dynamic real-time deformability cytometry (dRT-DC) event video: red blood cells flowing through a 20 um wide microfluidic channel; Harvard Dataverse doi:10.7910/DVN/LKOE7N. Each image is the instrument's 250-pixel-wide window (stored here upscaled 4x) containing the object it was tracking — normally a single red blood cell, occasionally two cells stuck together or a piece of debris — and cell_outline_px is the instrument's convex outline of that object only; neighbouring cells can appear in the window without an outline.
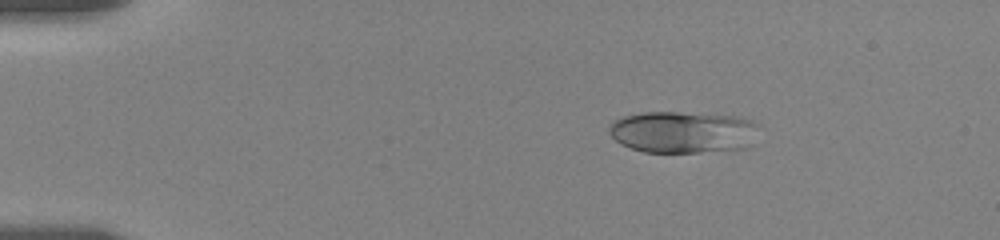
{"species": "human", "species_latin": "Homo sapiens", "temperature_condition": "room temperature", "stored_images_in_passage": 74, "camera_frame_rate_fps": 3000, "um_per_image_px": 0.085, "donor": {"sex": "female"}, "frame": {"image": 1, "passage_image": 12, "time_ms": 3.0, "image_size_px": [1000, 240], "cell_outline_px": [[760, 124], [752, 144], [748, 148], [700, 152], [644, 152], [620, 144], [608, 132], [608, 124], [624, 116], [644, 112], [680, 112], [740, 116], [752, 120]], "centroid_in_image_um": [58.09, 11.22], "position_along_channel_um": 26.9, "area_um2": 36.93}}
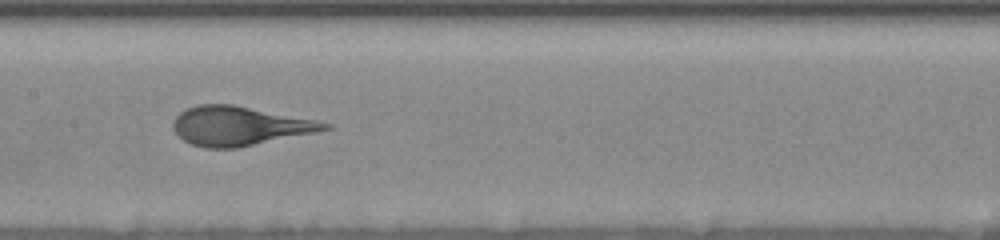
{"frame": {"image": 2, "passage_image": 36, "time_ms": 9.667, "image_size_px": [1000, 240], "cell_outline_px": [[332, 128], [236, 148], [204, 148], [192, 144], [184, 140], [172, 128], [172, 124], [176, 116], [180, 112], [188, 108], [200, 104], [232, 104], [316, 120], [332, 124]], "centroid_in_image_um": [20.31, 10.7], "position_along_channel_um": 187.1, "area_um2": 33.99}}
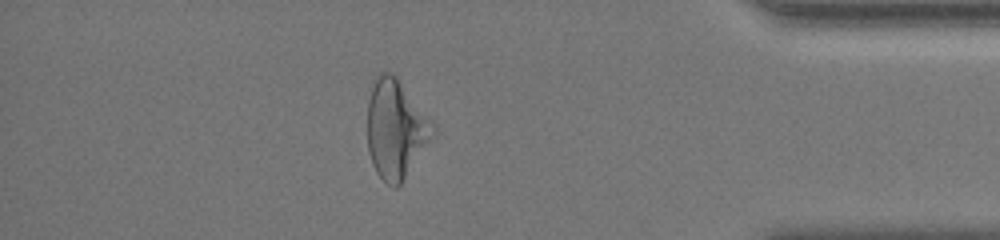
{"frame": {"image": 3, "passage_image": 62, "time_ms": 16.667, "image_size_px": [1000, 240], "cell_outline_px": [[436, 132], [400, 184], [396, 188], [392, 188], [376, 172], [372, 164], [368, 152], [368, 100], [372, 80], [380, 72], [392, 72], [396, 76], [436, 124]], "centroid_in_image_um": [33.64, 10.93], "position_along_channel_um": 401.6, "area_um2": 37.86}}